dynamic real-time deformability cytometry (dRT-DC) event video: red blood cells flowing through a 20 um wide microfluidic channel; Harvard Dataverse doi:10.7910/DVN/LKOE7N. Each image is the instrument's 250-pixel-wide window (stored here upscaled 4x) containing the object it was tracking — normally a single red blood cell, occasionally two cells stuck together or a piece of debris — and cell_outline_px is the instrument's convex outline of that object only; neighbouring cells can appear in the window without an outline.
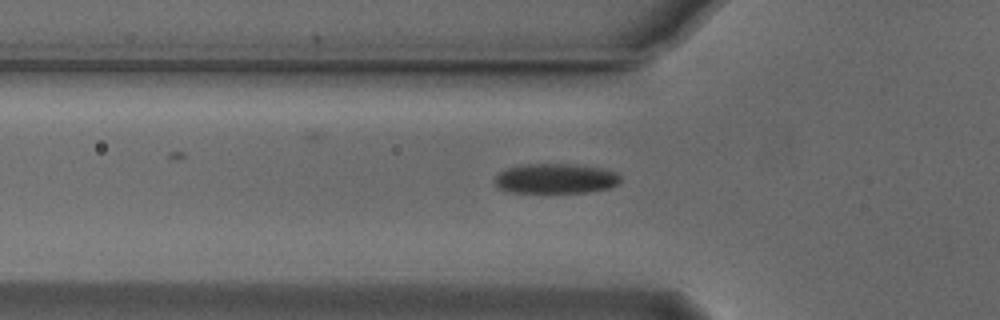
{"species": "Egyptian fruit bat (a non-hibernating species)", "species_latin": "Rousettus aegyptiacus", "temperature_condition": "cold", "stored_images_in_passage": 35, "camera_frame_rate_fps": 3000, "um_per_image_px": 0.085, "animal": {"sex": "male"}, "frame": {"image": 1, "passage_image": 4, "time_ms": 1.0, "image_size_px": [1000, 320], "cell_outline_px": [[620, 184], [608, 188], [592, 192], [508, 192], [500, 188], [496, 184], [496, 176], [500, 172], [508, 168], [528, 164], [568, 164], [600, 168], [616, 172], [620, 176]], "centroid_in_image_um": [47.27, 15.19], "position_along_channel_um": 78.5, "area_um2": 21.68}}
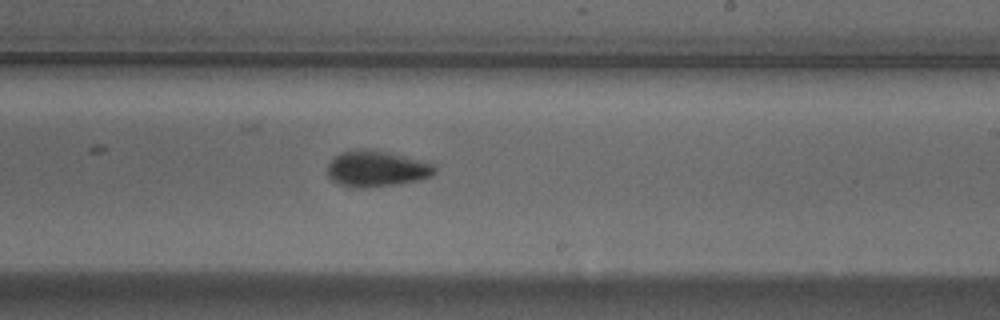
{"frame": {"image": 2, "passage_image": 18, "time_ms": 5.667, "image_size_px": [1000, 320], "cell_outline_px": [[436, 172], [432, 176], [420, 180], [396, 184], [364, 188], [352, 188], [340, 184], [332, 180], [328, 176], [328, 164], [332, 156], [340, 152], [360, 148], [364, 148], [384, 152], [432, 164], [436, 168]], "centroid_in_image_um": [31.94, 14.35], "position_along_channel_um": 257.1, "area_um2": 22.37}}
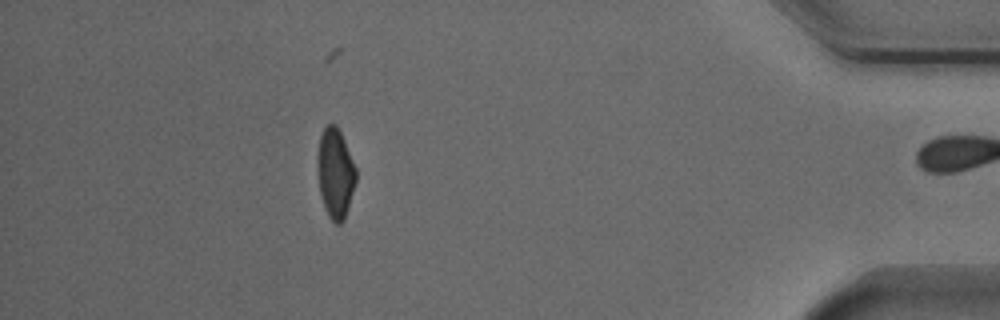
{"frame": {"image": 3, "passage_image": 34, "time_ms": 11.0, "image_size_px": [1000, 320], "cell_outline_px": [[356, 180], [348, 208], [344, 220], [340, 224], [336, 224], [328, 216], [324, 208], [320, 192], [316, 168], [316, 156], [320, 136], [324, 128], [328, 124], [336, 124], [340, 132], [356, 168]], "centroid_in_image_um": [28.47, 14.73], "position_along_channel_um": 406.7, "area_um2": 20.23}, "authors_computed_cell_mechanics": {"area_um2": 21.964, "velocity_mm_per_s": 3.8258, "shape_relaxation_time_tau1_ms": 3.7178, "shape_relaxation_time_tau2_ms": 2.5134, "deformation_change_tau1": 0.1398, "deformation_change_tau2": 0.0664}}